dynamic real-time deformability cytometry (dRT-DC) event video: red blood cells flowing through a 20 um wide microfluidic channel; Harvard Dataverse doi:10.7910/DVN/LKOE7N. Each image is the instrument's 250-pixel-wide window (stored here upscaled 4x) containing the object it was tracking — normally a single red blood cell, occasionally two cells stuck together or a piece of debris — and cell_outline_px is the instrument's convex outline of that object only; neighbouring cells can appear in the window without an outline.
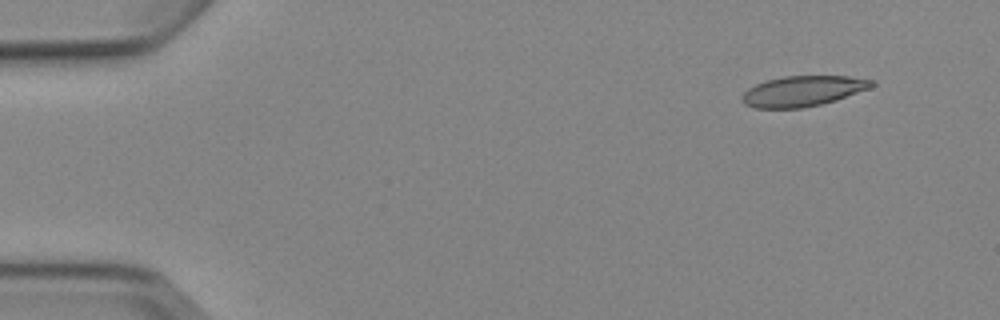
{"species": "Egyptian fruit bat (a non-hibernating species)", "species_latin": "Rousettus aegyptiacus", "temperature_condition": "cold", "stored_images_in_passage": 4, "camera_frame_rate_fps": 3000, "um_per_image_px": 0.085, "animal": {"sex": "female"}, "frame": {"image": 1, "passage_image": 1, "time_ms": 0.0, "image_size_px": [1000, 320], "cell_outline_px": [[876, 84], [872, 88], [836, 100], [804, 108], [756, 108], [744, 104], [740, 100], [740, 96], [748, 88], [756, 84], [768, 80], [784, 76], [848, 76], [876, 80]], "centroid_in_image_um": [68.27, 7.74], "position_along_channel_um": 16.7, "area_um2": 23.24}}
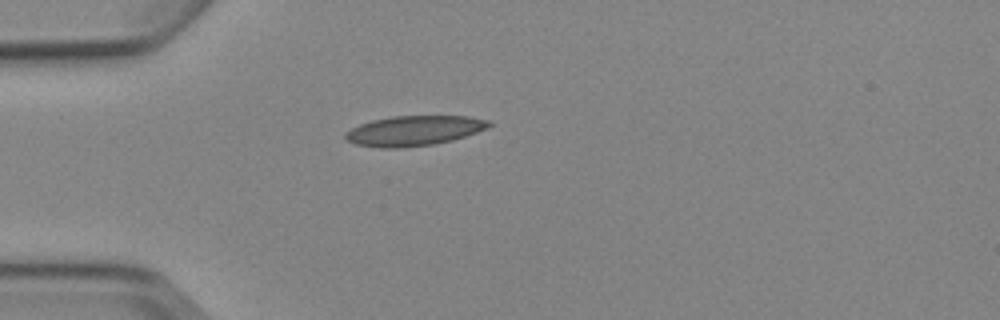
{"frame": {"image": 2, "passage_image": 4, "time_ms": 3.333, "image_size_px": [1000, 320], "cell_outline_px": [[492, 124], [488, 128], [452, 140], [432, 144], [400, 148], [380, 148], [356, 144], [348, 140], [344, 136], [344, 132], [360, 124], [372, 120], [392, 116], [468, 116], [492, 120]], "centroid_in_image_um": [35.2, 11.1], "position_along_channel_um": 49.8, "area_um2": 25.09}}